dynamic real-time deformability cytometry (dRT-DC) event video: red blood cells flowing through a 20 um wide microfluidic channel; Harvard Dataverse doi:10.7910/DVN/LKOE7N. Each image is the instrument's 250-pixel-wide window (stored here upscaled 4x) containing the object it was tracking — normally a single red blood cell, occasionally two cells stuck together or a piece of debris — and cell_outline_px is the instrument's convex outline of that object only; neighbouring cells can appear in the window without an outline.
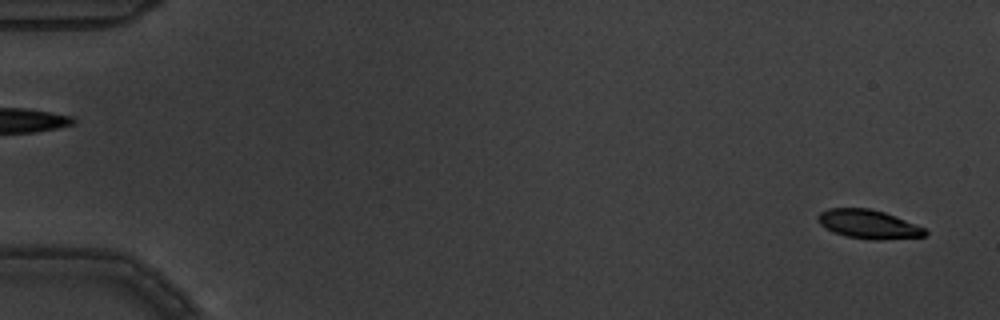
{"species": "common noctule bat (a hibernating species)", "species_latin": "Nyctalus noctula", "temperature_condition": "warm", "stored_images_in_passage": 2, "camera_frame_rate_fps": 3000, "um_per_image_px": 0.085, "animal": {"sex": "male", "body_mass_g": 19.5, "forearm_length_mm": 54.6}, "frame": {"image": 1, "passage_image": 2, "time_ms": 0.333, "image_size_px": [1000, 320], "cell_outline_px": [[928, 232], [924, 236], [880, 240], [876, 240], [848, 236], [836, 232], [820, 224], [816, 220], [816, 216], [820, 212], [828, 208], [868, 208], [884, 212], [896, 216], [916, 224], [924, 228]], "centroid_in_image_um": [73.82, 19.04], "position_along_channel_um": 11.2, "area_um2": 17.8}}